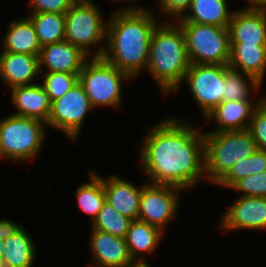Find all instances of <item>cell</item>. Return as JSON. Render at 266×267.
<instances>
[{
  "instance_id": "1",
  "label": "cell",
  "mask_w": 266,
  "mask_h": 267,
  "mask_svg": "<svg viewBox=\"0 0 266 267\" xmlns=\"http://www.w3.org/2000/svg\"><path fill=\"white\" fill-rule=\"evenodd\" d=\"M182 121L168 117L149 128L143 138L140 169L150 179L148 183L187 191L206 179L202 127Z\"/></svg>"
},
{
  "instance_id": "2",
  "label": "cell",
  "mask_w": 266,
  "mask_h": 267,
  "mask_svg": "<svg viewBox=\"0 0 266 267\" xmlns=\"http://www.w3.org/2000/svg\"><path fill=\"white\" fill-rule=\"evenodd\" d=\"M150 10L123 6L107 20L106 48L102 57L132 79L147 68L151 36L160 22Z\"/></svg>"
},
{
  "instance_id": "3",
  "label": "cell",
  "mask_w": 266,
  "mask_h": 267,
  "mask_svg": "<svg viewBox=\"0 0 266 267\" xmlns=\"http://www.w3.org/2000/svg\"><path fill=\"white\" fill-rule=\"evenodd\" d=\"M190 65L181 26L176 21L158 24L151 36L146 71L158 84L163 95L179 90Z\"/></svg>"
},
{
  "instance_id": "4",
  "label": "cell",
  "mask_w": 266,
  "mask_h": 267,
  "mask_svg": "<svg viewBox=\"0 0 266 267\" xmlns=\"http://www.w3.org/2000/svg\"><path fill=\"white\" fill-rule=\"evenodd\" d=\"M205 176L217 184L242 159L258 148L248 130L203 132Z\"/></svg>"
},
{
  "instance_id": "5",
  "label": "cell",
  "mask_w": 266,
  "mask_h": 267,
  "mask_svg": "<svg viewBox=\"0 0 266 267\" xmlns=\"http://www.w3.org/2000/svg\"><path fill=\"white\" fill-rule=\"evenodd\" d=\"M99 9L93 1H76L65 13V40L89 58L93 47L101 45L93 58L102 57L106 48L107 19Z\"/></svg>"
},
{
  "instance_id": "6",
  "label": "cell",
  "mask_w": 266,
  "mask_h": 267,
  "mask_svg": "<svg viewBox=\"0 0 266 267\" xmlns=\"http://www.w3.org/2000/svg\"><path fill=\"white\" fill-rule=\"evenodd\" d=\"M46 123L10 114L0 120V155L12 161H28L39 155L46 139Z\"/></svg>"
},
{
  "instance_id": "7",
  "label": "cell",
  "mask_w": 266,
  "mask_h": 267,
  "mask_svg": "<svg viewBox=\"0 0 266 267\" xmlns=\"http://www.w3.org/2000/svg\"><path fill=\"white\" fill-rule=\"evenodd\" d=\"M130 80L132 78L127 73L111 65L103 57L89 58L79 73V83L94 108L119 107L122 103L123 81Z\"/></svg>"
},
{
  "instance_id": "8",
  "label": "cell",
  "mask_w": 266,
  "mask_h": 267,
  "mask_svg": "<svg viewBox=\"0 0 266 267\" xmlns=\"http://www.w3.org/2000/svg\"><path fill=\"white\" fill-rule=\"evenodd\" d=\"M184 31L191 64L228 65L230 33L226 27L195 22H177Z\"/></svg>"
},
{
  "instance_id": "9",
  "label": "cell",
  "mask_w": 266,
  "mask_h": 267,
  "mask_svg": "<svg viewBox=\"0 0 266 267\" xmlns=\"http://www.w3.org/2000/svg\"><path fill=\"white\" fill-rule=\"evenodd\" d=\"M226 65L191 64L183 81L204 118L223 102Z\"/></svg>"
},
{
  "instance_id": "10",
  "label": "cell",
  "mask_w": 266,
  "mask_h": 267,
  "mask_svg": "<svg viewBox=\"0 0 266 267\" xmlns=\"http://www.w3.org/2000/svg\"><path fill=\"white\" fill-rule=\"evenodd\" d=\"M88 96L79 81L61 98L51 102L47 128L58 129L76 141L87 113L92 110Z\"/></svg>"
},
{
  "instance_id": "11",
  "label": "cell",
  "mask_w": 266,
  "mask_h": 267,
  "mask_svg": "<svg viewBox=\"0 0 266 267\" xmlns=\"http://www.w3.org/2000/svg\"><path fill=\"white\" fill-rule=\"evenodd\" d=\"M184 190L173 185L145 183L140 197L138 220L156 226L165 232V227L178 211L179 192Z\"/></svg>"
},
{
  "instance_id": "12",
  "label": "cell",
  "mask_w": 266,
  "mask_h": 267,
  "mask_svg": "<svg viewBox=\"0 0 266 267\" xmlns=\"http://www.w3.org/2000/svg\"><path fill=\"white\" fill-rule=\"evenodd\" d=\"M234 11L229 22L230 42L266 44V9L257 0Z\"/></svg>"
},
{
  "instance_id": "13",
  "label": "cell",
  "mask_w": 266,
  "mask_h": 267,
  "mask_svg": "<svg viewBox=\"0 0 266 267\" xmlns=\"http://www.w3.org/2000/svg\"><path fill=\"white\" fill-rule=\"evenodd\" d=\"M220 223L218 228L230 232L242 229H266V198L239 196L223 212Z\"/></svg>"
},
{
  "instance_id": "14",
  "label": "cell",
  "mask_w": 266,
  "mask_h": 267,
  "mask_svg": "<svg viewBox=\"0 0 266 267\" xmlns=\"http://www.w3.org/2000/svg\"><path fill=\"white\" fill-rule=\"evenodd\" d=\"M90 252L93 263L86 267H133L125 238L91 228Z\"/></svg>"
},
{
  "instance_id": "15",
  "label": "cell",
  "mask_w": 266,
  "mask_h": 267,
  "mask_svg": "<svg viewBox=\"0 0 266 267\" xmlns=\"http://www.w3.org/2000/svg\"><path fill=\"white\" fill-rule=\"evenodd\" d=\"M89 57L66 40L41 47L39 70L44 72L80 73Z\"/></svg>"
},
{
  "instance_id": "16",
  "label": "cell",
  "mask_w": 266,
  "mask_h": 267,
  "mask_svg": "<svg viewBox=\"0 0 266 267\" xmlns=\"http://www.w3.org/2000/svg\"><path fill=\"white\" fill-rule=\"evenodd\" d=\"M265 98L266 96H262L255 102L252 100L223 101L205 117L204 124L211 119L219 125L209 132L247 130L254 110Z\"/></svg>"
},
{
  "instance_id": "17",
  "label": "cell",
  "mask_w": 266,
  "mask_h": 267,
  "mask_svg": "<svg viewBox=\"0 0 266 267\" xmlns=\"http://www.w3.org/2000/svg\"><path fill=\"white\" fill-rule=\"evenodd\" d=\"M39 75L41 76L38 56L1 52L0 81L4 82L9 90L17 86L34 84V78Z\"/></svg>"
},
{
  "instance_id": "18",
  "label": "cell",
  "mask_w": 266,
  "mask_h": 267,
  "mask_svg": "<svg viewBox=\"0 0 266 267\" xmlns=\"http://www.w3.org/2000/svg\"><path fill=\"white\" fill-rule=\"evenodd\" d=\"M144 185L138 187L133 182L118 175L103 177L106 201L121 215L138 220L140 197Z\"/></svg>"
},
{
  "instance_id": "19",
  "label": "cell",
  "mask_w": 266,
  "mask_h": 267,
  "mask_svg": "<svg viewBox=\"0 0 266 267\" xmlns=\"http://www.w3.org/2000/svg\"><path fill=\"white\" fill-rule=\"evenodd\" d=\"M11 103L17 109V116L40 120L47 124L51 111L49 94L41 84L17 86L10 89Z\"/></svg>"
},
{
  "instance_id": "20",
  "label": "cell",
  "mask_w": 266,
  "mask_h": 267,
  "mask_svg": "<svg viewBox=\"0 0 266 267\" xmlns=\"http://www.w3.org/2000/svg\"><path fill=\"white\" fill-rule=\"evenodd\" d=\"M228 67L255 78L262 84L266 73V44L230 42Z\"/></svg>"
},
{
  "instance_id": "21",
  "label": "cell",
  "mask_w": 266,
  "mask_h": 267,
  "mask_svg": "<svg viewBox=\"0 0 266 267\" xmlns=\"http://www.w3.org/2000/svg\"><path fill=\"white\" fill-rule=\"evenodd\" d=\"M163 233L158 227L146 222L140 220L131 222L125 241L129 254L136 264H149L141 253L149 254L155 251L163 239Z\"/></svg>"
},
{
  "instance_id": "22",
  "label": "cell",
  "mask_w": 266,
  "mask_h": 267,
  "mask_svg": "<svg viewBox=\"0 0 266 267\" xmlns=\"http://www.w3.org/2000/svg\"><path fill=\"white\" fill-rule=\"evenodd\" d=\"M8 27L2 40L3 51L39 57L42 46L38 41L35 27L27 16L11 21Z\"/></svg>"
},
{
  "instance_id": "23",
  "label": "cell",
  "mask_w": 266,
  "mask_h": 267,
  "mask_svg": "<svg viewBox=\"0 0 266 267\" xmlns=\"http://www.w3.org/2000/svg\"><path fill=\"white\" fill-rule=\"evenodd\" d=\"M227 0H193L190 8L176 22H195L218 27H229L233 10Z\"/></svg>"
},
{
  "instance_id": "24",
  "label": "cell",
  "mask_w": 266,
  "mask_h": 267,
  "mask_svg": "<svg viewBox=\"0 0 266 267\" xmlns=\"http://www.w3.org/2000/svg\"><path fill=\"white\" fill-rule=\"evenodd\" d=\"M22 226L3 242V259L12 267H34L36 246Z\"/></svg>"
},
{
  "instance_id": "25",
  "label": "cell",
  "mask_w": 266,
  "mask_h": 267,
  "mask_svg": "<svg viewBox=\"0 0 266 267\" xmlns=\"http://www.w3.org/2000/svg\"><path fill=\"white\" fill-rule=\"evenodd\" d=\"M89 173V181L77 187L75 196L79 209L88 214L93 222L106 201V194L103 177L95 170H89Z\"/></svg>"
},
{
  "instance_id": "26",
  "label": "cell",
  "mask_w": 266,
  "mask_h": 267,
  "mask_svg": "<svg viewBox=\"0 0 266 267\" xmlns=\"http://www.w3.org/2000/svg\"><path fill=\"white\" fill-rule=\"evenodd\" d=\"M41 46L65 40V14L45 12L28 13Z\"/></svg>"
},
{
  "instance_id": "27",
  "label": "cell",
  "mask_w": 266,
  "mask_h": 267,
  "mask_svg": "<svg viewBox=\"0 0 266 267\" xmlns=\"http://www.w3.org/2000/svg\"><path fill=\"white\" fill-rule=\"evenodd\" d=\"M262 85L263 84L250 75L229 68L228 65H226L223 101L252 100L254 99L253 97H255L253 93L255 94L258 92Z\"/></svg>"
},
{
  "instance_id": "28",
  "label": "cell",
  "mask_w": 266,
  "mask_h": 267,
  "mask_svg": "<svg viewBox=\"0 0 266 267\" xmlns=\"http://www.w3.org/2000/svg\"><path fill=\"white\" fill-rule=\"evenodd\" d=\"M266 171V152L257 150L252 155L242 159L216 184L231 188L240 179Z\"/></svg>"
},
{
  "instance_id": "29",
  "label": "cell",
  "mask_w": 266,
  "mask_h": 267,
  "mask_svg": "<svg viewBox=\"0 0 266 267\" xmlns=\"http://www.w3.org/2000/svg\"><path fill=\"white\" fill-rule=\"evenodd\" d=\"M133 220L121 215L107 201L91 223V228L125 238Z\"/></svg>"
},
{
  "instance_id": "30",
  "label": "cell",
  "mask_w": 266,
  "mask_h": 267,
  "mask_svg": "<svg viewBox=\"0 0 266 267\" xmlns=\"http://www.w3.org/2000/svg\"><path fill=\"white\" fill-rule=\"evenodd\" d=\"M40 83L44 90L49 94L51 102L61 98L67 93L78 81L79 73L66 72H40Z\"/></svg>"
},
{
  "instance_id": "31",
  "label": "cell",
  "mask_w": 266,
  "mask_h": 267,
  "mask_svg": "<svg viewBox=\"0 0 266 267\" xmlns=\"http://www.w3.org/2000/svg\"><path fill=\"white\" fill-rule=\"evenodd\" d=\"M259 150L266 152V98L254 110L247 129Z\"/></svg>"
},
{
  "instance_id": "32",
  "label": "cell",
  "mask_w": 266,
  "mask_h": 267,
  "mask_svg": "<svg viewBox=\"0 0 266 267\" xmlns=\"http://www.w3.org/2000/svg\"><path fill=\"white\" fill-rule=\"evenodd\" d=\"M231 188L241 192L240 196L266 198V171L240 179Z\"/></svg>"
},
{
  "instance_id": "33",
  "label": "cell",
  "mask_w": 266,
  "mask_h": 267,
  "mask_svg": "<svg viewBox=\"0 0 266 267\" xmlns=\"http://www.w3.org/2000/svg\"><path fill=\"white\" fill-rule=\"evenodd\" d=\"M32 6L28 13H59L65 14L71 6L76 2L75 0H29Z\"/></svg>"
},
{
  "instance_id": "34",
  "label": "cell",
  "mask_w": 266,
  "mask_h": 267,
  "mask_svg": "<svg viewBox=\"0 0 266 267\" xmlns=\"http://www.w3.org/2000/svg\"><path fill=\"white\" fill-rule=\"evenodd\" d=\"M193 0H158L159 10L164 17L175 21L188 11Z\"/></svg>"
},
{
  "instance_id": "35",
  "label": "cell",
  "mask_w": 266,
  "mask_h": 267,
  "mask_svg": "<svg viewBox=\"0 0 266 267\" xmlns=\"http://www.w3.org/2000/svg\"><path fill=\"white\" fill-rule=\"evenodd\" d=\"M22 225L15 223L10 219H0V238L5 240L15 232H17Z\"/></svg>"
},
{
  "instance_id": "36",
  "label": "cell",
  "mask_w": 266,
  "mask_h": 267,
  "mask_svg": "<svg viewBox=\"0 0 266 267\" xmlns=\"http://www.w3.org/2000/svg\"><path fill=\"white\" fill-rule=\"evenodd\" d=\"M3 242L4 240L0 238V259H3Z\"/></svg>"
},
{
  "instance_id": "37",
  "label": "cell",
  "mask_w": 266,
  "mask_h": 267,
  "mask_svg": "<svg viewBox=\"0 0 266 267\" xmlns=\"http://www.w3.org/2000/svg\"><path fill=\"white\" fill-rule=\"evenodd\" d=\"M0 267H12L4 259H0Z\"/></svg>"
},
{
  "instance_id": "38",
  "label": "cell",
  "mask_w": 266,
  "mask_h": 267,
  "mask_svg": "<svg viewBox=\"0 0 266 267\" xmlns=\"http://www.w3.org/2000/svg\"><path fill=\"white\" fill-rule=\"evenodd\" d=\"M133 267H151L149 264H136Z\"/></svg>"
},
{
  "instance_id": "39",
  "label": "cell",
  "mask_w": 266,
  "mask_h": 267,
  "mask_svg": "<svg viewBox=\"0 0 266 267\" xmlns=\"http://www.w3.org/2000/svg\"><path fill=\"white\" fill-rule=\"evenodd\" d=\"M75 1H92V0H75Z\"/></svg>"
}]
</instances>
